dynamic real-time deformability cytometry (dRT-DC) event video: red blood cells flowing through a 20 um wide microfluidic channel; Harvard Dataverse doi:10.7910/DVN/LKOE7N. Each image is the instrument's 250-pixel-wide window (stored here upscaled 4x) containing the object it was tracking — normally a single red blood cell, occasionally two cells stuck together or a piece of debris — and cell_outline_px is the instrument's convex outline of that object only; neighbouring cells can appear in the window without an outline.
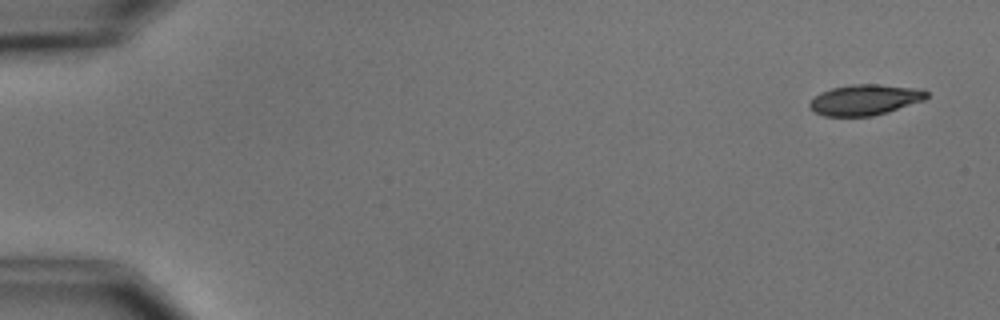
{"species": "common noctule bat (a hibernating species)", "species_latin": "Nyctalus noctula", "temperature_condition": "cold", "stored_images_in_passage": 5, "camera_frame_rate_fps": 3000, "um_per_image_px": 0.085, "animal": {"sex": "male", "body_mass_g": 15.6}, "frame": {"image": 1, "passage_image": 1, "time_ms": 0.0, "image_size_px": [1000, 320], "cell_outline_px": [[928, 96], [924, 100], [888, 112], [872, 116], [824, 116], [816, 112], [808, 104], [820, 92], [832, 88], [852, 84], [880, 84], [924, 88], [928, 92]], "centroid_in_image_um": [73.58, 8.47], "position_along_channel_um": 11.4, "area_um2": 20.98}}
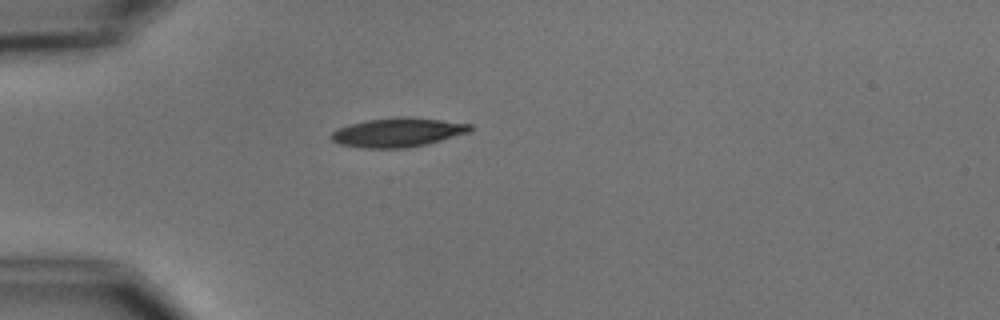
{"frame": {"image": 2, "passage_image": 4, "time_ms": 4.333, "image_size_px": [1000, 320], "cell_outline_px": [[472, 132], [428, 144], [408, 148], [364, 148], [340, 144], [332, 140], [332, 132], [336, 128], [368, 120], [400, 116], [440, 120], [472, 124]], "centroid_in_image_um": [33.86, 11.26], "position_along_channel_um": 51.1, "area_um2": 23.52}}